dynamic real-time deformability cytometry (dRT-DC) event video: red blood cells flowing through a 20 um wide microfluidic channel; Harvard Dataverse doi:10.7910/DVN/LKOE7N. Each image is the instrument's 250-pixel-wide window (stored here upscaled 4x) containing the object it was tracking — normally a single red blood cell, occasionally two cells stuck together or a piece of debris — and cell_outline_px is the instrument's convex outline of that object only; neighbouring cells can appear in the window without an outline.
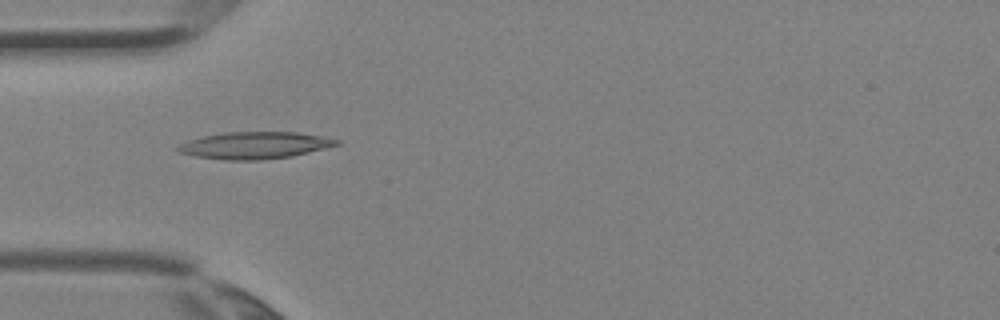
{"species": "Egyptian fruit bat (a non-hibernating species)", "species_latin": "Rousettus aegyptiacus", "temperature_condition": "room temperature", "stored_images_in_passage": 1, "camera_frame_rate_fps": 3000, "um_per_image_px": 0.085, "animal": {"sex": "female"}, "frame": {"image": 1, "passage_image": 1, "time_ms": 0.0, "image_size_px": [1000, 320], "cell_outline_px": [[340, 144], [292, 156], [260, 160], [224, 160], [196, 156], [180, 152], [176, 148], [180, 144], [188, 140], [204, 136], [224, 132], [296, 132], [320, 136], [340, 140]], "centroid_in_image_um": [21.64, 12.35], "position_along_channel_um": 63.4, "area_um2": 24.68}}